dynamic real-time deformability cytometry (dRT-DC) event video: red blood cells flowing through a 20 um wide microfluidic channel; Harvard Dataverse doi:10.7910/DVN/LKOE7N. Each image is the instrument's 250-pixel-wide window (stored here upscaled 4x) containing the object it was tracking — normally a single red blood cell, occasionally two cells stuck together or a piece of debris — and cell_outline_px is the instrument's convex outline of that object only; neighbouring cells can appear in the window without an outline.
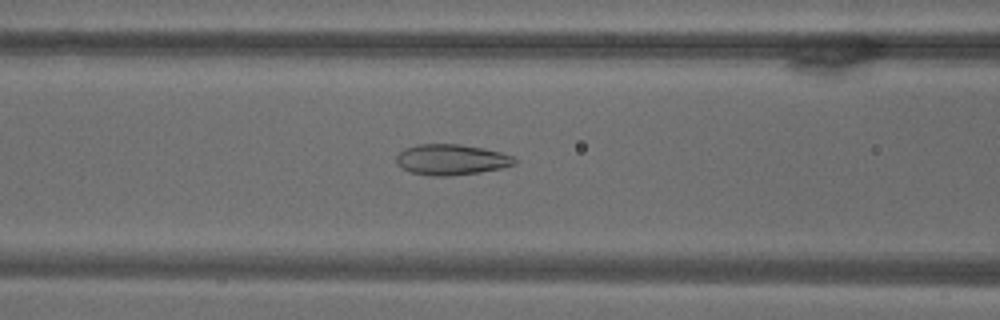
{"species": "common noctule bat (a hibernating species)", "species_latin": "Nyctalus noctula", "temperature_condition": "warm", "stored_images_in_passage": 54, "camera_frame_rate_fps": 3000, "um_per_image_px": 0.085, "animal": {"sex": "male", "body_mass_g": 18.8}, "frame": {"image": 1, "passage_image": 22, "time_ms": 7.0, "image_size_px": [1000, 320], "cell_outline_px": [[516, 164], [500, 168], [480, 172], [448, 176], [428, 176], [412, 172], [400, 168], [396, 164], [396, 156], [404, 148], [416, 144], [460, 144], [484, 148], [500, 152], [512, 156], [516, 160]], "centroid_in_image_um": [38.32, 13.56], "position_along_channel_um": 128.3, "area_um2": 21.27}}
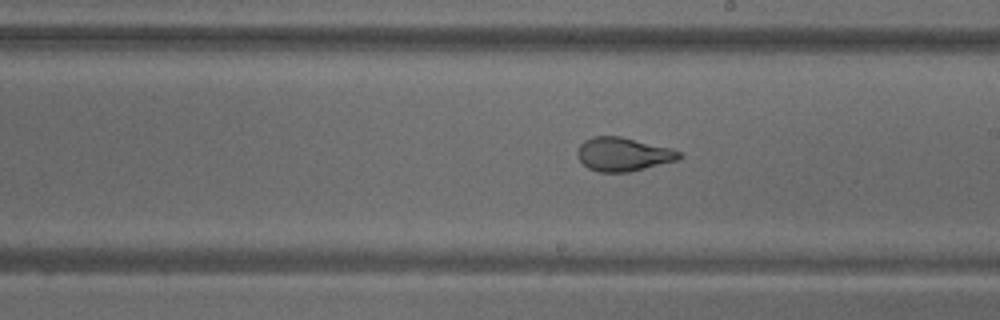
{"frame": {"image": 2, "passage_image": 33, "time_ms": 10.667, "image_size_px": [1000, 320], "cell_outline_px": [[684, 156], [676, 160], [628, 172], [600, 172], [588, 168], [576, 156], [576, 152], [580, 144], [584, 140], [592, 136], [620, 136], [672, 148], [680, 152]], "centroid_in_image_um": [52.94, 13.1], "position_along_channel_um": 236.1, "area_um2": 19.94}}
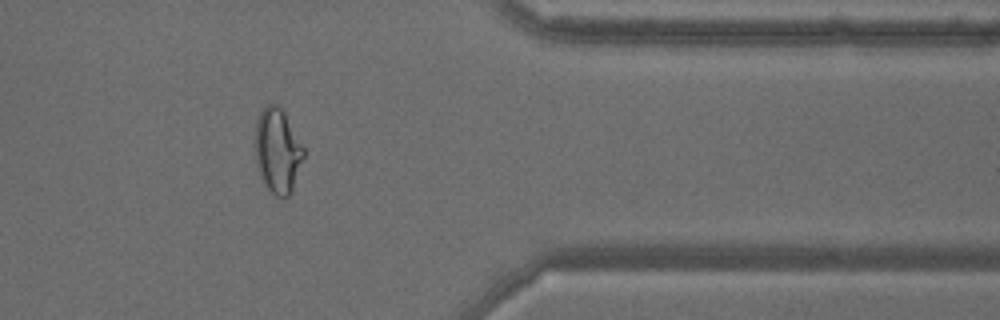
{"frame": {"image": 3, "passage_image": 50, "time_ms": 16.333, "image_size_px": [1000, 320], "cell_outline_px": [[304, 156], [292, 192], [284, 200], [276, 196], [264, 184], [260, 176], [256, 164], [256, 120], [260, 112], [268, 104], [276, 104], [284, 108], [304, 148]], "centroid_in_image_um": [23.61, 12.81], "position_along_channel_um": 387.8, "area_um2": 24.22}}